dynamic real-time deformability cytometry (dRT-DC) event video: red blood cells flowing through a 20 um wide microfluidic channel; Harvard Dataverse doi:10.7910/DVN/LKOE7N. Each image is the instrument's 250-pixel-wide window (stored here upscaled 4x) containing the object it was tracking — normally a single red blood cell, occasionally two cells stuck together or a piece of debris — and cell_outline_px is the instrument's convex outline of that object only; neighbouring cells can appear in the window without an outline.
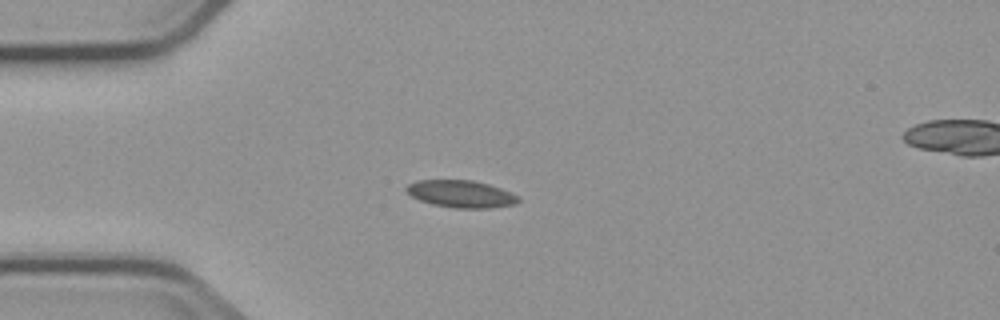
{"species": "common noctule bat (a hibernating species)", "species_latin": "Nyctalus noctula", "temperature_condition": "cold", "stored_images_in_passage": 8, "camera_frame_rate_fps": 3000, "um_per_image_px": 0.085, "animal": {"sex": "male", "body_mass_g": 23.1, "forearm_length_mm": 52.7}, "frame": {"image": 1, "passage_image": 3, "time_ms": 2.667, "image_size_px": [1000, 320], "cell_outline_px": [[520, 200], [516, 204], [488, 208], [456, 208], [432, 204], [420, 200], [412, 196], [404, 188], [408, 184], [416, 180], [472, 180], [488, 184], [500, 188], [516, 196]], "centroid_in_image_um": [39.15, 16.48], "position_along_channel_um": 45.8, "area_um2": 17.57}}
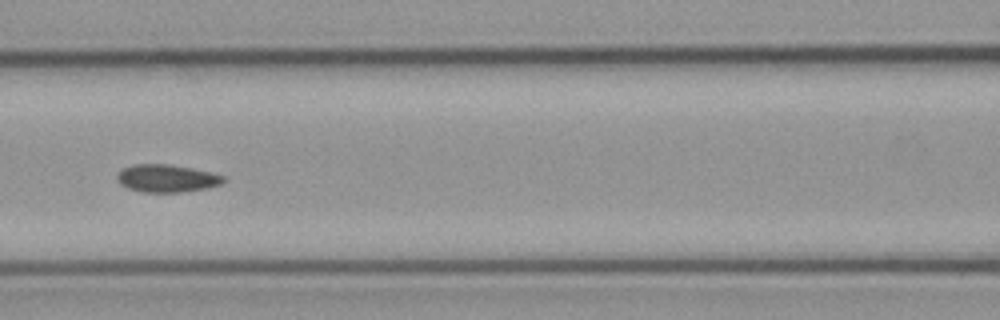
{"frame": {"image": 2, "passage_image": 6, "time_ms": 6.0, "image_size_px": [1000, 320], "cell_outline_px": [[224, 184], [208, 188], [180, 192], [144, 192], [128, 188], [120, 184], [116, 180], [116, 176], [124, 168], [136, 164], [168, 164], [192, 168], [212, 172], [224, 176]], "centroid_in_image_um": [14.21, 15.16], "position_along_channel_um": 152.4, "area_um2": 17.17}}
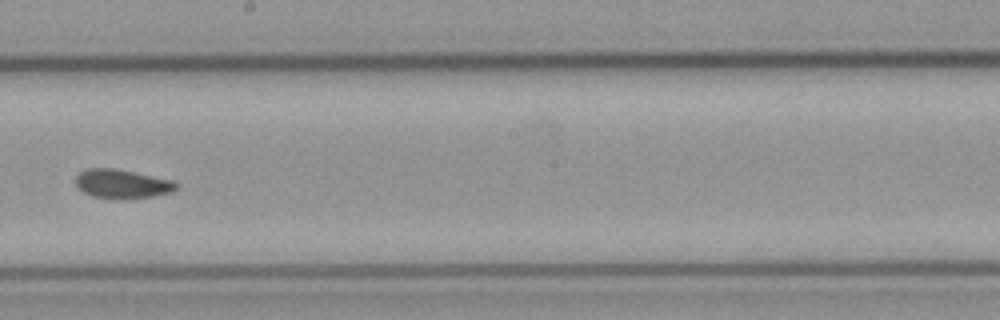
{"frame": {"image": 3, "passage_image": 8, "time_ms": 8.333, "image_size_px": [1000, 320], "cell_outline_px": [[180, 188], [172, 192], [152, 196], [124, 200], [112, 200], [92, 196], [84, 192], [76, 184], [76, 176], [80, 172], [88, 168], [112, 168], [172, 180], [180, 184]], "centroid_in_image_um": [10.41, 15.66], "position_along_channel_um": 237.8, "area_um2": 17.17}}